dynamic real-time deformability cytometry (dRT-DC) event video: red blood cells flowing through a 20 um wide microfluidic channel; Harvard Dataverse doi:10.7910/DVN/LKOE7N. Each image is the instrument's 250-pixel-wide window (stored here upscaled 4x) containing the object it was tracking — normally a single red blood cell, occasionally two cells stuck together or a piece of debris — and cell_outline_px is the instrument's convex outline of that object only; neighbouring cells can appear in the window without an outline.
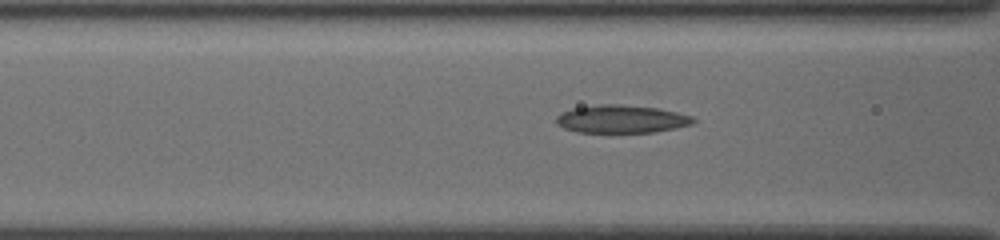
{"species": "common noctule bat (a hibernating species)", "species_latin": "Nyctalus noctula", "temperature_condition": "cold", "stored_images_in_passage": 36, "camera_frame_rate_fps": 3000, "um_per_image_px": 0.085, "animal": {"sex": "female", "body_mass_g": 19.5, "forearm_length_mm": 54.1}, "frame": {"image": 1, "passage_image": 14, "time_ms": 4.333, "image_size_px": [1000, 240], "cell_outline_px": [[696, 120], [692, 124], [676, 128], [652, 132], [576, 132], [564, 128], [556, 124], [556, 116], [572, 108], [600, 104], [620, 104], [656, 108], [676, 112], [692, 116]], "centroid_in_image_um": [52.81, 10.12], "position_along_channel_um": 113.8, "area_um2": 22.2}}
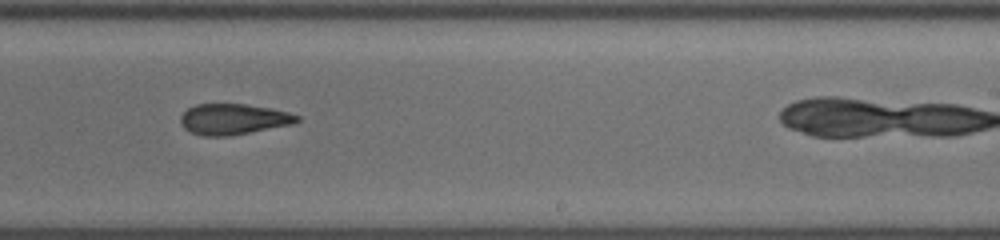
{"frame": {"image": 2, "passage_image": 26, "time_ms": 8.333, "image_size_px": [1000, 240], "cell_outline_px": [[300, 120], [292, 124], [228, 136], [200, 136], [184, 128], [180, 124], [180, 116], [188, 108], [196, 104], [244, 104], [268, 108], [288, 112], [300, 116]], "centroid_in_image_um": [19.8, 10.13], "position_along_channel_um": 269.2, "area_um2": 20.75}}
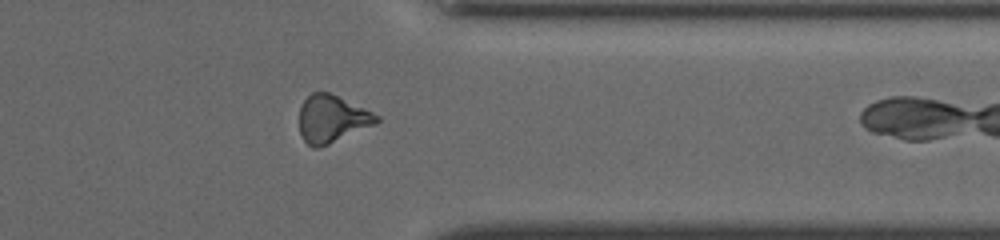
{"frame": {"image": 3, "passage_image": 35, "time_ms": 11.333, "image_size_px": [1000, 240], "cell_outline_px": [[380, 120], [376, 124], [328, 144], [316, 148], [312, 148], [304, 140], [300, 132], [300, 104], [312, 92], [328, 92], [364, 108], [380, 116]], "centroid_in_image_um": [28.21, 10.1], "position_along_channel_um": 383.2, "area_um2": 21.1}}